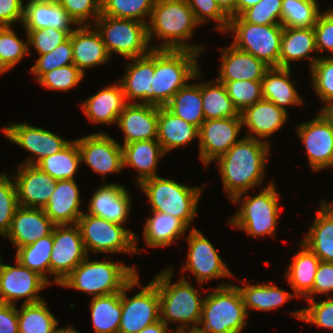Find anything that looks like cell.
Instances as JSON below:
<instances>
[{"label": "cell", "instance_id": "32", "mask_svg": "<svg viewBox=\"0 0 333 333\" xmlns=\"http://www.w3.org/2000/svg\"><path fill=\"white\" fill-rule=\"evenodd\" d=\"M302 242L322 261L333 262V203L320 202Z\"/></svg>", "mask_w": 333, "mask_h": 333}, {"label": "cell", "instance_id": "66", "mask_svg": "<svg viewBox=\"0 0 333 333\" xmlns=\"http://www.w3.org/2000/svg\"><path fill=\"white\" fill-rule=\"evenodd\" d=\"M333 122V102H331L328 106H326L322 110Z\"/></svg>", "mask_w": 333, "mask_h": 333}, {"label": "cell", "instance_id": "1", "mask_svg": "<svg viewBox=\"0 0 333 333\" xmlns=\"http://www.w3.org/2000/svg\"><path fill=\"white\" fill-rule=\"evenodd\" d=\"M270 152L267 140L245 137L217 158L225 193L230 201L241 193L263 184Z\"/></svg>", "mask_w": 333, "mask_h": 333}, {"label": "cell", "instance_id": "47", "mask_svg": "<svg viewBox=\"0 0 333 333\" xmlns=\"http://www.w3.org/2000/svg\"><path fill=\"white\" fill-rule=\"evenodd\" d=\"M310 70L313 90L322 103H325V106L320 109L323 110L333 102V57H320Z\"/></svg>", "mask_w": 333, "mask_h": 333}, {"label": "cell", "instance_id": "59", "mask_svg": "<svg viewBox=\"0 0 333 333\" xmlns=\"http://www.w3.org/2000/svg\"><path fill=\"white\" fill-rule=\"evenodd\" d=\"M23 0H0V27L13 26L16 22H23Z\"/></svg>", "mask_w": 333, "mask_h": 333}, {"label": "cell", "instance_id": "22", "mask_svg": "<svg viewBox=\"0 0 333 333\" xmlns=\"http://www.w3.org/2000/svg\"><path fill=\"white\" fill-rule=\"evenodd\" d=\"M55 226L42 208L18 206L4 238L20 248L51 235Z\"/></svg>", "mask_w": 333, "mask_h": 333}, {"label": "cell", "instance_id": "44", "mask_svg": "<svg viewBox=\"0 0 333 333\" xmlns=\"http://www.w3.org/2000/svg\"><path fill=\"white\" fill-rule=\"evenodd\" d=\"M53 247V233L37 240L36 242L17 248L16 259L21 265L37 272L49 284L50 255ZM47 273V274H46Z\"/></svg>", "mask_w": 333, "mask_h": 333}, {"label": "cell", "instance_id": "34", "mask_svg": "<svg viewBox=\"0 0 333 333\" xmlns=\"http://www.w3.org/2000/svg\"><path fill=\"white\" fill-rule=\"evenodd\" d=\"M302 247L293 257L285 273L294 295L312 300V288L320 259L302 241Z\"/></svg>", "mask_w": 333, "mask_h": 333}, {"label": "cell", "instance_id": "20", "mask_svg": "<svg viewBox=\"0 0 333 333\" xmlns=\"http://www.w3.org/2000/svg\"><path fill=\"white\" fill-rule=\"evenodd\" d=\"M13 179L17 192L18 205L43 208L56 188V180L36 165H18ZM17 175V176H16Z\"/></svg>", "mask_w": 333, "mask_h": 333}, {"label": "cell", "instance_id": "31", "mask_svg": "<svg viewBox=\"0 0 333 333\" xmlns=\"http://www.w3.org/2000/svg\"><path fill=\"white\" fill-rule=\"evenodd\" d=\"M317 52L316 35L313 27H284L281 38L279 67L290 69V63L301 59H309L310 68L320 56H310Z\"/></svg>", "mask_w": 333, "mask_h": 333}, {"label": "cell", "instance_id": "7", "mask_svg": "<svg viewBox=\"0 0 333 333\" xmlns=\"http://www.w3.org/2000/svg\"><path fill=\"white\" fill-rule=\"evenodd\" d=\"M231 283V284H230ZM222 283L204 296L199 325L208 333H242L248 314L238 285Z\"/></svg>", "mask_w": 333, "mask_h": 333}, {"label": "cell", "instance_id": "61", "mask_svg": "<svg viewBox=\"0 0 333 333\" xmlns=\"http://www.w3.org/2000/svg\"><path fill=\"white\" fill-rule=\"evenodd\" d=\"M0 333H19L17 308L0 302Z\"/></svg>", "mask_w": 333, "mask_h": 333}, {"label": "cell", "instance_id": "12", "mask_svg": "<svg viewBox=\"0 0 333 333\" xmlns=\"http://www.w3.org/2000/svg\"><path fill=\"white\" fill-rule=\"evenodd\" d=\"M135 286H141L138 273L121 291L122 314L118 333H139L160 320L159 292L156 284L151 281L136 295L127 297L126 292Z\"/></svg>", "mask_w": 333, "mask_h": 333}, {"label": "cell", "instance_id": "36", "mask_svg": "<svg viewBox=\"0 0 333 333\" xmlns=\"http://www.w3.org/2000/svg\"><path fill=\"white\" fill-rule=\"evenodd\" d=\"M290 76L291 68L270 67L262 79L263 99L284 110L288 105H302L303 101Z\"/></svg>", "mask_w": 333, "mask_h": 333}, {"label": "cell", "instance_id": "13", "mask_svg": "<svg viewBox=\"0 0 333 333\" xmlns=\"http://www.w3.org/2000/svg\"><path fill=\"white\" fill-rule=\"evenodd\" d=\"M53 247L50 255V277L60 283L88 256L79 227L56 225L53 230Z\"/></svg>", "mask_w": 333, "mask_h": 333}, {"label": "cell", "instance_id": "54", "mask_svg": "<svg viewBox=\"0 0 333 333\" xmlns=\"http://www.w3.org/2000/svg\"><path fill=\"white\" fill-rule=\"evenodd\" d=\"M84 75L74 64H70L45 73L38 83L50 90L67 92L78 85Z\"/></svg>", "mask_w": 333, "mask_h": 333}, {"label": "cell", "instance_id": "39", "mask_svg": "<svg viewBox=\"0 0 333 333\" xmlns=\"http://www.w3.org/2000/svg\"><path fill=\"white\" fill-rule=\"evenodd\" d=\"M90 302L95 333H118L122 314L121 292L92 297Z\"/></svg>", "mask_w": 333, "mask_h": 333}, {"label": "cell", "instance_id": "24", "mask_svg": "<svg viewBox=\"0 0 333 333\" xmlns=\"http://www.w3.org/2000/svg\"><path fill=\"white\" fill-rule=\"evenodd\" d=\"M129 193L123 185L103 184L90 198L86 213L125 225L132 206Z\"/></svg>", "mask_w": 333, "mask_h": 333}, {"label": "cell", "instance_id": "46", "mask_svg": "<svg viewBox=\"0 0 333 333\" xmlns=\"http://www.w3.org/2000/svg\"><path fill=\"white\" fill-rule=\"evenodd\" d=\"M154 3L155 0H101V14L147 24Z\"/></svg>", "mask_w": 333, "mask_h": 333}, {"label": "cell", "instance_id": "64", "mask_svg": "<svg viewBox=\"0 0 333 333\" xmlns=\"http://www.w3.org/2000/svg\"><path fill=\"white\" fill-rule=\"evenodd\" d=\"M261 0H235L236 16H240L246 9L256 5Z\"/></svg>", "mask_w": 333, "mask_h": 333}, {"label": "cell", "instance_id": "37", "mask_svg": "<svg viewBox=\"0 0 333 333\" xmlns=\"http://www.w3.org/2000/svg\"><path fill=\"white\" fill-rule=\"evenodd\" d=\"M152 217H147L143 236L148 247L170 246L181 235H185L188 226L179 218L170 214L151 211Z\"/></svg>", "mask_w": 333, "mask_h": 333}, {"label": "cell", "instance_id": "30", "mask_svg": "<svg viewBox=\"0 0 333 333\" xmlns=\"http://www.w3.org/2000/svg\"><path fill=\"white\" fill-rule=\"evenodd\" d=\"M127 102L119 82L105 87L81 102V108L94 124H115Z\"/></svg>", "mask_w": 333, "mask_h": 333}, {"label": "cell", "instance_id": "48", "mask_svg": "<svg viewBox=\"0 0 333 333\" xmlns=\"http://www.w3.org/2000/svg\"><path fill=\"white\" fill-rule=\"evenodd\" d=\"M225 85L227 94L241 113L246 107L263 99L262 81H229Z\"/></svg>", "mask_w": 333, "mask_h": 333}, {"label": "cell", "instance_id": "35", "mask_svg": "<svg viewBox=\"0 0 333 333\" xmlns=\"http://www.w3.org/2000/svg\"><path fill=\"white\" fill-rule=\"evenodd\" d=\"M157 141L165 154L180 146H188L195 138L199 139V128L176 116L165 106H158Z\"/></svg>", "mask_w": 333, "mask_h": 333}, {"label": "cell", "instance_id": "9", "mask_svg": "<svg viewBox=\"0 0 333 333\" xmlns=\"http://www.w3.org/2000/svg\"><path fill=\"white\" fill-rule=\"evenodd\" d=\"M93 25L97 27L110 57L116 53L130 59L144 56L152 50L146 23L101 14Z\"/></svg>", "mask_w": 333, "mask_h": 333}, {"label": "cell", "instance_id": "45", "mask_svg": "<svg viewBox=\"0 0 333 333\" xmlns=\"http://www.w3.org/2000/svg\"><path fill=\"white\" fill-rule=\"evenodd\" d=\"M317 0H282L283 27H313L321 13Z\"/></svg>", "mask_w": 333, "mask_h": 333}, {"label": "cell", "instance_id": "27", "mask_svg": "<svg viewBox=\"0 0 333 333\" xmlns=\"http://www.w3.org/2000/svg\"><path fill=\"white\" fill-rule=\"evenodd\" d=\"M80 191L74 179L57 180L56 188L42 208L55 225H74L84 213Z\"/></svg>", "mask_w": 333, "mask_h": 333}, {"label": "cell", "instance_id": "26", "mask_svg": "<svg viewBox=\"0 0 333 333\" xmlns=\"http://www.w3.org/2000/svg\"><path fill=\"white\" fill-rule=\"evenodd\" d=\"M240 115L242 125L249 130L245 136L262 141L281 129L288 117L287 110L266 99L246 107Z\"/></svg>", "mask_w": 333, "mask_h": 333}, {"label": "cell", "instance_id": "25", "mask_svg": "<svg viewBox=\"0 0 333 333\" xmlns=\"http://www.w3.org/2000/svg\"><path fill=\"white\" fill-rule=\"evenodd\" d=\"M221 65L217 80L229 81H262L266 71L270 68L264 61L250 53L239 50L230 45L221 50Z\"/></svg>", "mask_w": 333, "mask_h": 333}, {"label": "cell", "instance_id": "10", "mask_svg": "<svg viewBox=\"0 0 333 333\" xmlns=\"http://www.w3.org/2000/svg\"><path fill=\"white\" fill-rule=\"evenodd\" d=\"M283 25H257L245 22L240 16L229 19L228 28L234 36L231 45L250 53L270 67H279Z\"/></svg>", "mask_w": 333, "mask_h": 333}, {"label": "cell", "instance_id": "50", "mask_svg": "<svg viewBox=\"0 0 333 333\" xmlns=\"http://www.w3.org/2000/svg\"><path fill=\"white\" fill-rule=\"evenodd\" d=\"M70 64H73V51L69 37L52 52L40 55L31 67V72L35 76V80L38 81L45 73Z\"/></svg>", "mask_w": 333, "mask_h": 333}, {"label": "cell", "instance_id": "56", "mask_svg": "<svg viewBox=\"0 0 333 333\" xmlns=\"http://www.w3.org/2000/svg\"><path fill=\"white\" fill-rule=\"evenodd\" d=\"M186 2L200 25L211 19L218 23L216 29L225 33L228 28L229 18L220 10L216 0H186Z\"/></svg>", "mask_w": 333, "mask_h": 333}, {"label": "cell", "instance_id": "40", "mask_svg": "<svg viewBox=\"0 0 333 333\" xmlns=\"http://www.w3.org/2000/svg\"><path fill=\"white\" fill-rule=\"evenodd\" d=\"M202 103L201 83H187L165 107L176 116L200 128L205 120Z\"/></svg>", "mask_w": 333, "mask_h": 333}, {"label": "cell", "instance_id": "8", "mask_svg": "<svg viewBox=\"0 0 333 333\" xmlns=\"http://www.w3.org/2000/svg\"><path fill=\"white\" fill-rule=\"evenodd\" d=\"M150 203V210L170 214L188 227L196 217L203 186L189 187L160 176L142 181L139 185Z\"/></svg>", "mask_w": 333, "mask_h": 333}, {"label": "cell", "instance_id": "52", "mask_svg": "<svg viewBox=\"0 0 333 333\" xmlns=\"http://www.w3.org/2000/svg\"><path fill=\"white\" fill-rule=\"evenodd\" d=\"M6 173L0 174V235L5 236L17 209L18 200L14 180Z\"/></svg>", "mask_w": 333, "mask_h": 333}, {"label": "cell", "instance_id": "29", "mask_svg": "<svg viewBox=\"0 0 333 333\" xmlns=\"http://www.w3.org/2000/svg\"><path fill=\"white\" fill-rule=\"evenodd\" d=\"M24 29H46L52 27L66 31L69 35L78 26L57 0H29L24 4Z\"/></svg>", "mask_w": 333, "mask_h": 333}, {"label": "cell", "instance_id": "6", "mask_svg": "<svg viewBox=\"0 0 333 333\" xmlns=\"http://www.w3.org/2000/svg\"><path fill=\"white\" fill-rule=\"evenodd\" d=\"M268 184L257 195L247 196L248 194L245 192L234 197L231 202L241 205L227 223L246 232L251 237L275 236L280 214V196L274 183L270 182Z\"/></svg>", "mask_w": 333, "mask_h": 333}, {"label": "cell", "instance_id": "55", "mask_svg": "<svg viewBox=\"0 0 333 333\" xmlns=\"http://www.w3.org/2000/svg\"><path fill=\"white\" fill-rule=\"evenodd\" d=\"M25 30L28 36V46L35 47L39 55L52 52L70 36L66 31L57 30L52 27Z\"/></svg>", "mask_w": 333, "mask_h": 333}, {"label": "cell", "instance_id": "23", "mask_svg": "<svg viewBox=\"0 0 333 333\" xmlns=\"http://www.w3.org/2000/svg\"><path fill=\"white\" fill-rule=\"evenodd\" d=\"M123 131V145L158 137V106L128 102L117 123Z\"/></svg>", "mask_w": 333, "mask_h": 333}, {"label": "cell", "instance_id": "53", "mask_svg": "<svg viewBox=\"0 0 333 333\" xmlns=\"http://www.w3.org/2000/svg\"><path fill=\"white\" fill-rule=\"evenodd\" d=\"M240 17L245 22L257 25L281 24L282 0H261L246 9Z\"/></svg>", "mask_w": 333, "mask_h": 333}, {"label": "cell", "instance_id": "4", "mask_svg": "<svg viewBox=\"0 0 333 333\" xmlns=\"http://www.w3.org/2000/svg\"><path fill=\"white\" fill-rule=\"evenodd\" d=\"M199 54L190 50L155 49L153 105L165 106L188 80L200 76Z\"/></svg>", "mask_w": 333, "mask_h": 333}, {"label": "cell", "instance_id": "41", "mask_svg": "<svg viewBox=\"0 0 333 333\" xmlns=\"http://www.w3.org/2000/svg\"><path fill=\"white\" fill-rule=\"evenodd\" d=\"M80 164L81 155L77 141L71 140L60 152L44 157L36 166L57 181L75 179Z\"/></svg>", "mask_w": 333, "mask_h": 333}, {"label": "cell", "instance_id": "16", "mask_svg": "<svg viewBox=\"0 0 333 333\" xmlns=\"http://www.w3.org/2000/svg\"><path fill=\"white\" fill-rule=\"evenodd\" d=\"M241 116L204 120L199 128V159L208 166L240 139ZM238 138V140H237Z\"/></svg>", "mask_w": 333, "mask_h": 333}, {"label": "cell", "instance_id": "49", "mask_svg": "<svg viewBox=\"0 0 333 333\" xmlns=\"http://www.w3.org/2000/svg\"><path fill=\"white\" fill-rule=\"evenodd\" d=\"M26 38L25 42L20 40L12 26L0 27V56L10 69L30 55L28 36Z\"/></svg>", "mask_w": 333, "mask_h": 333}, {"label": "cell", "instance_id": "58", "mask_svg": "<svg viewBox=\"0 0 333 333\" xmlns=\"http://www.w3.org/2000/svg\"><path fill=\"white\" fill-rule=\"evenodd\" d=\"M313 28L318 54L327 50L333 57V7L318 15Z\"/></svg>", "mask_w": 333, "mask_h": 333}, {"label": "cell", "instance_id": "2", "mask_svg": "<svg viewBox=\"0 0 333 333\" xmlns=\"http://www.w3.org/2000/svg\"><path fill=\"white\" fill-rule=\"evenodd\" d=\"M148 21L149 43L154 37L163 40L158 46H152V49L203 52V46L190 45L184 41L193 37L194 28L200 25L186 0H155Z\"/></svg>", "mask_w": 333, "mask_h": 333}, {"label": "cell", "instance_id": "18", "mask_svg": "<svg viewBox=\"0 0 333 333\" xmlns=\"http://www.w3.org/2000/svg\"><path fill=\"white\" fill-rule=\"evenodd\" d=\"M50 284L37 272L24 267L16 260V266L1 264L0 267V302L15 304L19 299L24 304L36 303L43 299L39 292Z\"/></svg>", "mask_w": 333, "mask_h": 333}, {"label": "cell", "instance_id": "65", "mask_svg": "<svg viewBox=\"0 0 333 333\" xmlns=\"http://www.w3.org/2000/svg\"><path fill=\"white\" fill-rule=\"evenodd\" d=\"M172 333H208V332L204 328H201L200 325H197V326L183 327L180 329L176 328L175 330H172Z\"/></svg>", "mask_w": 333, "mask_h": 333}, {"label": "cell", "instance_id": "38", "mask_svg": "<svg viewBox=\"0 0 333 333\" xmlns=\"http://www.w3.org/2000/svg\"><path fill=\"white\" fill-rule=\"evenodd\" d=\"M241 282L245 284V287L238 286V289L247 313L248 309L268 312L280 307L295 296L272 283L252 285L243 280Z\"/></svg>", "mask_w": 333, "mask_h": 333}, {"label": "cell", "instance_id": "17", "mask_svg": "<svg viewBox=\"0 0 333 333\" xmlns=\"http://www.w3.org/2000/svg\"><path fill=\"white\" fill-rule=\"evenodd\" d=\"M1 131L9 141L32 154L23 164L36 165L44 157L60 152L71 142L49 130L28 123H13L3 127Z\"/></svg>", "mask_w": 333, "mask_h": 333}, {"label": "cell", "instance_id": "3", "mask_svg": "<svg viewBox=\"0 0 333 333\" xmlns=\"http://www.w3.org/2000/svg\"><path fill=\"white\" fill-rule=\"evenodd\" d=\"M173 266L164 269L152 280L159 292L160 320L168 324L179 323L176 328L199 325L204 297L182 276L171 283ZM191 323V324H190ZM190 324V325H188Z\"/></svg>", "mask_w": 333, "mask_h": 333}, {"label": "cell", "instance_id": "43", "mask_svg": "<svg viewBox=\"0 0 333 333\" xmlns=\"http://www.w3.org/2000/svg\"><path fill=\"white\" fill-rule=\"evenodd\" d=\"M19 333H55L59 322L47 308L46 301L22 304L17 309Z\"/></svg>", "mask_w": 333, "mask_h": 333}, {"label": "cell", "instance_id": "60", "mask_svg": "<svg viewBox=\"0 0 333 333\" xmlns=\"http://www.w3.org/2000/svg\"><path fill=\"white\" fill-rule=\"evenodd\" d=\"M333 292V262L320 261L312 288V295Z\"/></svg>", "mask_w": 333, "mask_h": 333}, {"label": "cell", "instance_id": "11", "mask_svg": "<svg viewBox=\"0 0 333 333\" xmlns=\"http://www.w3.org/2000/svg\"><path fill=\"white\" fill-rule=\"evenodd\" d=\"M88 255L93 253H139L137 235L122 224L110 222L102 217L83 213L76 224Z\"/></svg>", "mask_w": 333, "mask_h": 333}, {"label": "cell", "instance_id": "5", "mask_svg": "<svg viewBox=\"0 0 333 333\" xmlns=\"http://www.w3.org/2000/svg\"><path fill=\"white\" fill-rule=\"evenodd\" d=\"M137 269L112 261H90L89 255L60 283L93 297L121 292Z\"/></svg>", "mask_w": 333, "mask_h": 333}, {"label": "cell", "instance_id": "21", "mask_svg": "<svg viewBox=\"0 0 333 333\" xmlns=\"http://www.w3.org/2000/svg\"><path fill=\"white\" fill-rule=\"evenodd\" d=\"M126 73L118 81L122 87L126 102L153 105V77L155 71V49L140 57L130 58ZM133 60V61H132Z\"/></svg>", "mask_w": 333, "mask_h": 333}, {"label": "cell", "instance_id": "28", "mask_svg": "<svg viewBox=\"0 0 333 333\" xmlns=\"http://www.w3.org/2000/svg\"><path fill=\"white\" fill-rule=\"evenodd\" d=\"M92 25H82L70 34L73 64L85 74L86 69L109 62L110 55L100 33Z\"/></svg>", "mask_w": 333, "mask_h": 333}, {"label": "cell", "instance_id": "15", "mask_svg": "<svg viewBox=\"0 0 333 333\" xmlns=\"http://www.w3.org/2000/svg\"><path fill=\"white\" fill-rule=\"evenodd\" d=\"M297 134L305 146L311 170L333 167V122L322 110L317 117L298 125Z\"/></svg>", "mask_w": 333, "mask_h": 333}, {"label": "cell", "instance_id": "62", "mask_svg": "<svg viewBox=\"0 0 333 333\" xmlns=\"http://www.w3.org/2000/svg\"><path fill=\"white\" fill-rule=\"evenodd\" d=\"M220 10L230 19L236 17V2L235 0H216Z\"/></svg>", "mask_w": 333, "mask_h": 333}, {"label": "cell", "instance_id": "67", "mask_svg": "<svg viewBox=\"0 0 333 333\" xmlns=\"http://www.w3.org/2000/svg\"><path fill=\"white\" fill-rule=\"evenodd\" d=\"M55 333H79V332L70 326L65 328H58Z\"/></svg>", "mask_w": 333, "mask_h": 333}, {"label": "cell", "instance_id": "14", "mask_svg": "<svg viewBox=\"0 0 333 333\" xmlns=\"http://www.w3.org/2000/svg\"><path fill=\"white\" fill-rule=\"evenodd\" d=\"M186 240L189 246L188 255L182 271L188 270L193 273L199 285L212 279L234 278L213 244L201 231L193 227Z\"/></svg>", "mask_w": 333, "mask_h": 333}, {"label": "cell", "instance_id": "19", "mask_svg": "<svg viewBox=\"0 0 333 333\" xmlns=\"http://www.w3.org/2000/svg\"><path fill=\"white\" fill-rule=\"evenodd\" d=\"M81 155V163H86L95 173L105 176L123 170V150L119 142L98 132L75 139Z\"/></svg>", "mask_w": 333, "mask_h": 333}, {"label": "cell", "instance_id": "69", "mask_svg": "<svg viewBox=\"0 0 333 333\" xmlns=\"http://www.w3.org/2000/svg\"><path fill=\"white\" fill-rule=\"evenodd\" d=\"M1 261H2V259H1V255H0V267H1V264H2V262H1Z\"/></svg>", "mask_w": 333, "mask_h": 333}, {"label": "cell", "instance_id": "68", "mask_svg": "<svg viewBox=\"0 0 333 333\" xmlns=\"http://www.w3.org/2000/svg\"><path fill=\"white\" fill-rule=\"evenodd\" d=\"M9 70L10 68L5 64L0 56V75L6 73Z\"/></svg>", "mask_w": 333, "mask_h": 333}, {"label": "cell", "instance_id": "51", "mask_svg": "<svg viewBox=\"0 0 333 333\" xmlns=\"http://www.w3.org/2000/svg\"><path fill=\"white\" fill-rule=\"evenodd\" d=\"M310 306L295 310L294 317L307 323H313L318 327L333 330V297L328 296L318 302L313 298L307 300Z\"/></svg>", "mask_w": 333, "mask_h": 333}, {"label": "cell", "instance_id": "33", "mask_svg": "<svg viewBox=\"0 0 333 333\" xmlns=\"http://www.w3.org/2000/svg\"><path fill=\"white\" fill-rule=\"evenodd\" d=\"M123 150V167H132L138 172L139 185L142 181L158 176L159 159L165 155L161 144L157 139L130 142L121 145Z\"/></svg>", "mask_w": 333, "mask_h": 333}, {"label": "cell", "instance_id": "42", "mask_svg": "<svg viewBox=\"0 0 333 333\" xmlns=\"http://www.w3.org/2000/svg\"><path fill=\"white\" fill-rule=\"evenodd\" d=\"M201 96L205 120L241 116L229 98L225 85L217 79L201 83Z\"/></svg>", "mask_w": 333, "mask_h": 333}, {"label": "cell", "instance_id": "57", "mask_svg": "<svg viewBox=\"0 0 333 333\" xmlns=\"http://www.w3.org/2000/svg\"><path fill=\"white\" fill-rule=\"evenodd\" d=\"M78 26L90 25L87 22L93 16L92 26L101 15V0H57ZM85 23V24H84ZM87 23V24H86Z\"/></svg>", "mask_w": 333, "mask_h": 333}, {"label": "cell", "instance_id": "63", "mask_svg": "<svg viewBox=\"0 0 333 333\" xmlns=\"http://www.w3.org/2000/svg\"><path fill=\"white\" fill-rule=\"evenodd\" d=\"M139 333H172V330L169 329L164 322L159 320L156 323L145 327Z\"/></svg>", "mask_w": 333, "mask_h": 333}]
</instances>
